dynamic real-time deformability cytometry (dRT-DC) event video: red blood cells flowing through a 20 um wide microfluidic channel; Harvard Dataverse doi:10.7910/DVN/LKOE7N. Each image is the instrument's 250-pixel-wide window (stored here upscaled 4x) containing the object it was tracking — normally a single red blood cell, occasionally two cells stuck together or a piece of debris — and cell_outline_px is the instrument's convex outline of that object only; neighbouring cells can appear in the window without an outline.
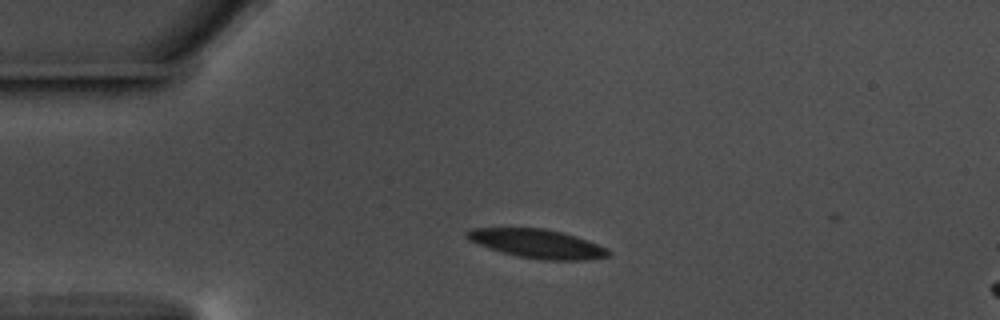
{"species": "common noctule bat (a hibernating species)", "species_latin": "Nyctalus noctula", "temperature_condition": "warm", "stored_images_in_passage": 5, "camera_frame_rate_fps": 3000, "um_per_image_px": 0.085, "animal": {"sex": "male", "body_mass_g": 17.5, "forearm_length_mm": 52.3}, "frame": {"image": 1, "passage_image": 1, "time_ms": 0.0, "image_size_px": [1000, 320], "cell_outline_px": [[612, 252], [608, 256], [584, 260], [544, 260], [520, 256], [504, 252], [468, 240], [464, 236], [464, 232], [472, 228], [544, 228], [576, 236], [588, 240], [608, 248]], "centroid_in_image_um": [45.7, 20.7], "position_along_channel_um": 39.3, "area_um2": 23.52}}